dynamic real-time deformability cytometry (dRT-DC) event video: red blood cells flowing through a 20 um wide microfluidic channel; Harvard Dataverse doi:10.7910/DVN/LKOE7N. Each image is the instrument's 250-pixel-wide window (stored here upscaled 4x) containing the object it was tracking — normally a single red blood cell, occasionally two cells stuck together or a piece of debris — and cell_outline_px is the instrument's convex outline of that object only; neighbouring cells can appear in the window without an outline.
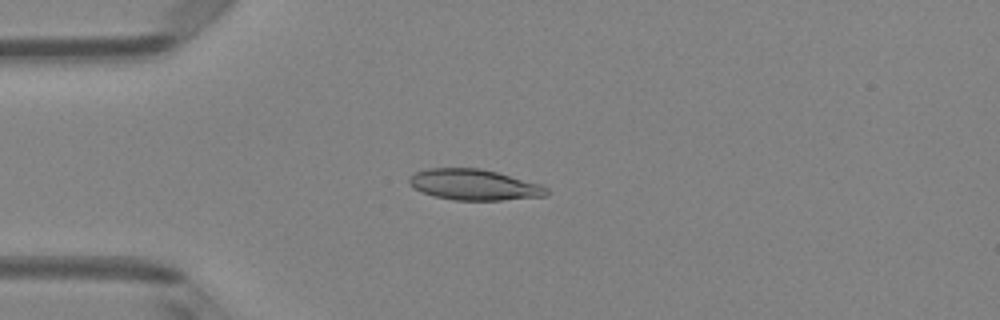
{"species": "Egyptian fruit bat (a non-hibernating species)", "species_latin": "Rousettus aegyptiacus", "temperature_condition": "room temperature", "stored_images_in_passage": 49, "camera_frame_rate_fps": 3000, "um_per_image_px": 0.085, "animal": {"sex": "female"}, "frame": {"image": 1, "passage_image": 13, "time_ms": 4.0, "image_size_px": [1000, 320], "cell_outline_px": [[548, 196], [500, 200], [456, 200], [436, 196], [420, 192], [412, 188], [408, 184], [408, 176], [416, 172], [428, 168], [480, 168], [496, 172], [540, 184], [548, 188]], "centroid_in_image_um": [40.26, 15.7], "position_along_channel_um": 44.7, "area_um2": 24.74}}
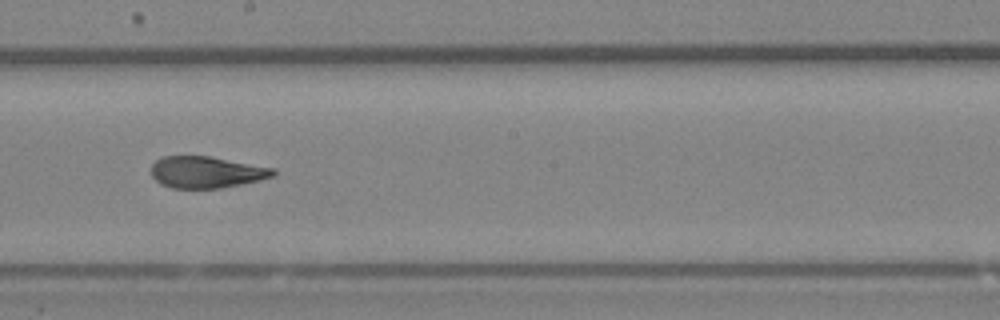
{"frame": {"image": 2, "passage_image": 28, "time_ms": 9.0, "image_size_px": [1000, 320], "cell_outline_px": [[276, 176], [260, 180], [220, 188], [172, 188], [160, 184], [152, 176], [152, 164], [160, 156], [208, 156], [276, 168]], "centroid_in_image_um": [17.56, 14.63], "position_along_channel_um": 230.6, "area_um2": 22.54}}
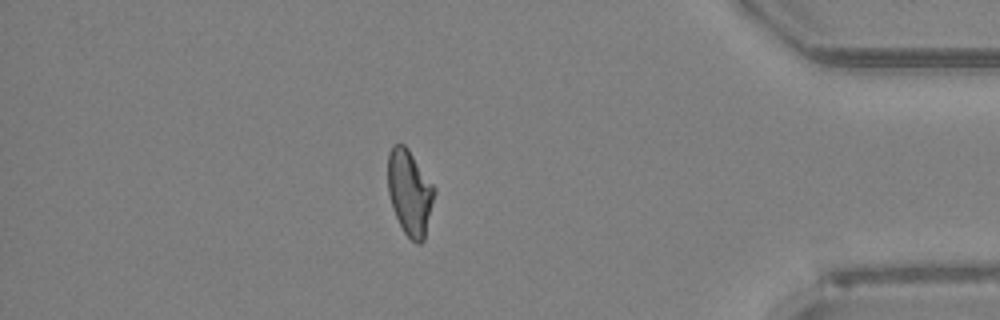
{"frame": {"image": 3, "passage_image": 43, "time_ms": 14.0, "image_size_px": [1000, 320], "cell_outline_px": [[436, 192], [424, 240], [420, 244], [416, 244], [404, 232], [392, 208], [388, 192], [388, 152], [392, 144], [404, 144], [408, 148], [436, 188]], "centroid_in_image_um": [34.83, 16.35], "position_along_channel_um": 400.4, "area_um2": 23.29}, "authors_computed_cell_mechanics": {"area_um2": 23.8714, "velocity_mm_per_s": 4.1264, "shape_relaxation_time_tau1_ms": null, "shape_relaxation_time_tau2_ms": 1.6562, "deformation_change_tau1": null, "deformation_change_tau2": 0.0798}}